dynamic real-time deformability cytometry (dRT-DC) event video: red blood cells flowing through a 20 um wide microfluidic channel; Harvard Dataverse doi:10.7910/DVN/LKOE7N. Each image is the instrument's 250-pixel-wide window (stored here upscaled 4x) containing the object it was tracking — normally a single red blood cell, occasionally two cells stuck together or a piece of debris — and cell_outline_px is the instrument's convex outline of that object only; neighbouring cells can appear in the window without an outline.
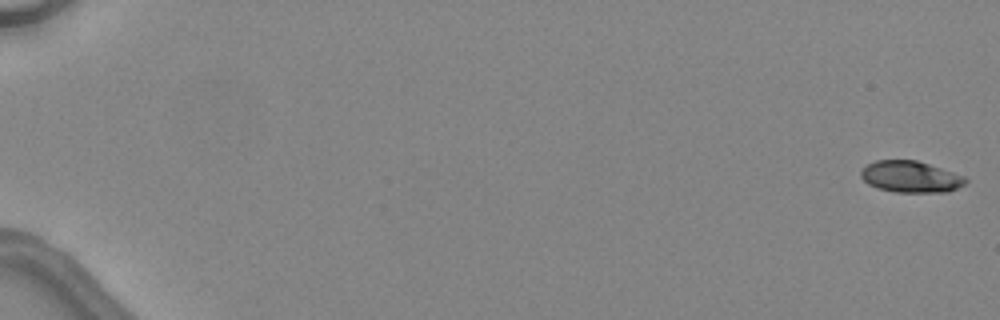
{"species": "common noctule bat (a hibernating species)", "species_latin": "Nyctalus noctula", "temperature_condition": "warm", "stored_images_in_passage": 7, "camera_frame_rate_fps": 3000, "um_per_image_px": 0.085, "animal": {"sex": "female", "body_mass_g": 24.6, "forearm_length_mm": 56.2}, "frame": {"image": 1, "passage_image": 1, "time_ms": 0.0, "image_size_px": [1000, 320], "cell_outline_px": [[968, 180], [964, 184], [948, 192], [896, 192], [876, 188], [868, 184], [860, 176], [860, 172], [868, 164], [876, 160], [916, 160], [964, 176]], "centroid_in_image_um": [77.38, 15.03], "position_along_channel_um": 7.6, "area_um2": 19.02}}
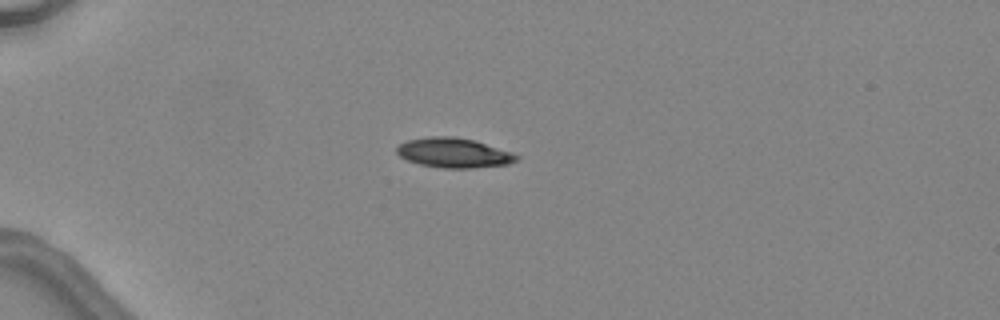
{"frame": {"image": 2, "passage_image": 5, "time_ms": 4.667, "image_size_px": [1000, 320], "cell_outline_px": [[520, 160], [508, 164], [472, 168], [440, 168], [420, 164], [408, 160], [400, 156], [396, 152], [396, 148], [400, 144], [408, 140], [428, 136], [452, 136], [476, 140], [512, 152], [520, 156]], "centroid_in_image_um": [38.61, 12.99], "position_along_channel_um": 46.4, "area_um2": 20.92}}